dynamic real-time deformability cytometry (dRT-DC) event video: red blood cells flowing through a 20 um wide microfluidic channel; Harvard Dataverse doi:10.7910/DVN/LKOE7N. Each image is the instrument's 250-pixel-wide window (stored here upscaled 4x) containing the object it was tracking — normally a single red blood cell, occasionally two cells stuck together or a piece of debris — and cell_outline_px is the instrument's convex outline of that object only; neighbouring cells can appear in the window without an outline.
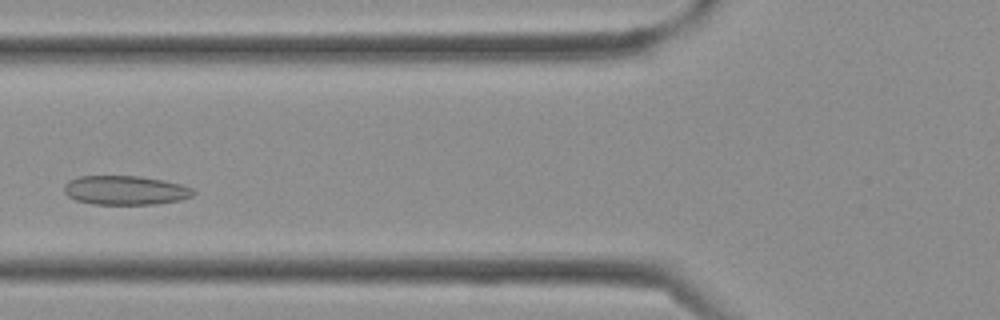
{"species": "Egyptian fruit bat (a non-hibernating species)", "species_latin": "Rousettus aegyptiacus", "temperature_condition": "cold", "stored_images_in_passage": 32, "camera_frame_rate_fps": 3000, "um_per_image_px": 0.085, "frame": {"image": 1, "passage_image": 8, "time_ms": 2.333, "image_size_px": [1000, 320], "cell_outline_px": [[196, 192], [192, 196], [180, 200], [156, 204], [92, 204], [76, 200], [68, 196], [64, 192], [64, 184], [68, 180], [80, 176], [140, 176], [164, 180], [180, 184], [192, 188]], "centroid_in_image_um": [10.65, 16.17], "position_along_channel_um": 115.2, "area_um2": 22.02}}
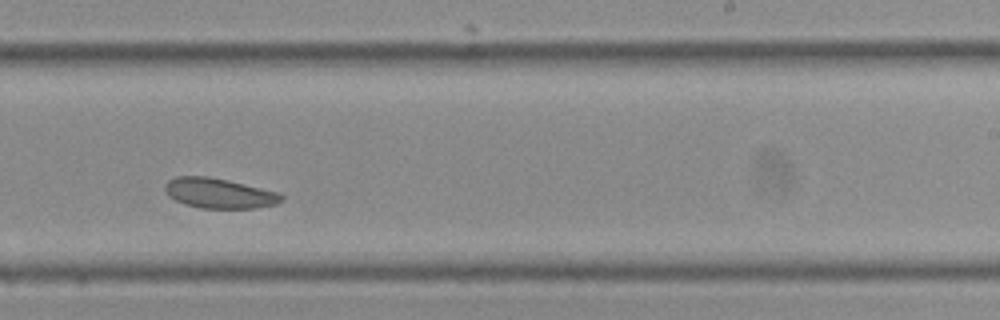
{"frame": {"image": 2, "passage_image": 17, "time_ms": 5.333, "image_size_px": [1000, 320], "cell_outline_px": [[284, 200], [276, 204], [256, 208], [200, 208], [184, 204], [168, 196], [164, 188], [164, 184], [168, 180], [176, 176], [208, 176], [228, 180], [276, 192], [284, 196]], "centroid_in_image_um": [18.59, 16.42], "position_along_channel_um": 270.4, "area_um2": 20.4}}
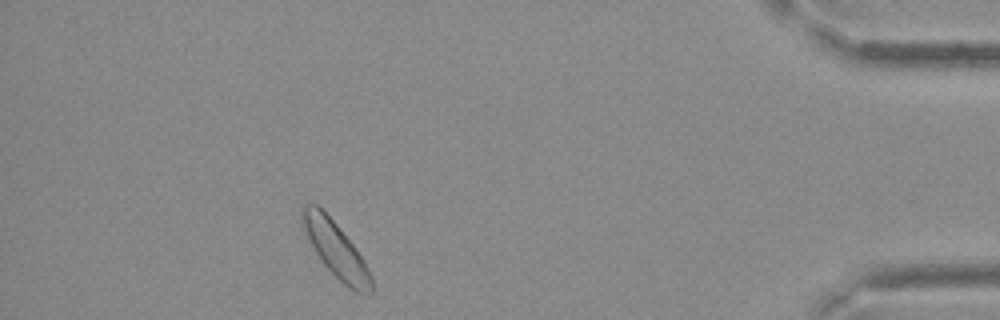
{"frame": {"image": 3, "passage_image": 28, "time_ms": 9.0, "image_size_px": [1000, 320], "cell_outline_px": [[372, 292], [368, 296], [356, 292], [348, 288], [324, 264], [316, 252], [300, 224], [300, 208], [304, 204], [316, 204], [336, 224], [356, 248], [364, 260], [372, 276]], "centroid_in_image_um": [28.54, 21.22], "position_along_channel_um": 406.7, "area_um2": 22.2}}